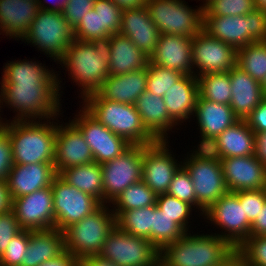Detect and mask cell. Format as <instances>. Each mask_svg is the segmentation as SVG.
Returning <instances> with one entry per match:
<instances>
[{
	"label": "cell",
	"mask_w": 266,
	"mask_h": 266,
	"mask_svg": "<svg viewBox=\"0 0 266 266\" xmlns=\"http://www.w3.org/2000/svg\"><path fill=\"white\" fill-rule=\"evenodd\" d=\"M156 199L157 195L141 180L126 188L109 206L113 212H124L156 205Z\"/></svg>",
	"instance_id": "cell-37"
},
{
	"label": "cell",
	"mask_w": 266,
	"mask_h": 266,
	"mask_svg": "<svg viewBox=\"0 0 266 266\" xmlns=\"http://www.w3.org/2000/svg\"><path fill=\"white\" fill-rule=\"evenodd\" d=\"M14 165L12 145L8 132L0 128V181H5Z\"/></svg>",
	"instance_id": "cell-50"
},
{
	"label": "cell",
	"mask_w": 266,
	"mask_h": 266,
	"mask_svg": "<svg viewBox=\"0 0 266 266\" xmlns=\"http://www.w3.org/2000/svg\"><path fill=\"white\" fill-rule=\"evenodd\" d=\"M250 236H266V202L257 218L251 224Z\"/></svg>",
	"instance_id": "cell-53"
},
{
	"label": "cell",
	"mask_w": 266,
	"mask_h": 266,
	"mask_svg": "<svg viewBox=\"0 0 266 266\" xmlns=\"http://www.w3.org/2000/svg\"><path fill=\"white\" fill-rule=\"evenodd\" d=\"M80 266H118L109 259L103 258L100 255H94L84 258L80 262Z\"/></svg>",
	"instance_id": "cell-56"
},
{
	"label": "cell",
	"mask_w": 266,
	"mask_h": 266,
	"mask_svg": "<svg viewBox=\"0 0 266 266\" xmlns=\"http://www.w3.org/2000/svg\"><path fill=\"white\" fill-rule=\"evenodd\" d=\"M255 8L254 0H213L203 9V16L246 15Z\"/></svg>",
	"instance_id": "cell-42"
},
{
	"label": "cell",
	"mask_w": 266,
	"mask_h": 266,
	"mask_svg": "<svg viewBox=\"0 0 266 266\" xmlns=\"http://www.w3.org/2000/svg\"><path fill=\"white\" fill-rule=\"evenodd\" d=\"M120 34L127 36L145 56L150 58L156 49L160 32L150 18L146 6L122 10Z\"/></svg>",
	"instance_id": "cell-24"
},
{
	"label": "cell",
	"mask_w": 266,
	"mask_h": 266,
	"mask_svg": "<svg viewBox=\"0 0 266 266\" xmlns=\"http://www.w3.org/2000/svg\"><path fill=\"white\" fill-rule=\"evenodd\" d=\"M57 175L54 164L13 165L6 180L11 200L51 186Z\"/></svg>",
	"instance_id": "cell-23"
},
{
	"label": "cell",
	"mask_w": 266,
	"mask_h": 266,
	"mask_svg": "<svg viewBox=\"0 0 266 266\" xmlns=\"http://www.w3.org/2000/svg\"><path fill=\"white\" fill-rule=\"evenodd\" d=\"M146 8L160 34L193 38L203 29V8L192 9L183 0H147Z\"/></svg>",
	"instance_id": "cell-10"
},
{
	"label": "cell",
	"mask_w": 266,
	"mask_h": 266,
	"mask_svg": "<svg viewBox=\"0 0 266 266\" xmlns=\"http://www.w3.org/2000/svg\"><path fill=\"white\" fill-rule=\"evenodd\" d=\"M151 266H167L159 257Z\"/></svg>",
	"instance_id": "cell-61"
},
{
	"label": "cell",
	"mask_w": 266,
	"mask_h": 266,
	"mask_svg": "<svg viewBox=\"0 0 266 266\" xmlns=\"http://www.w3.org/2000/svg\"><path fill=\"white\" fill-rule=\"evenodd\" d=\"M219 160L228 191L266 189V166L255 154Z\"/></svg>",
	"instance_id": "cell-19"
},
{
	"label": "cell",
	"mask_w": 266,
	"mask_h": 266,
	"mask_svg": "<svg viewBox=\"0 0 266 266\" xmlns=\"http://www.w3.org/2000/svg\"><path fill=\"white\" fill-rule=\"evenodd\" d=\"M122 10L136 9L146 5L147 0H112Z\"/></svg>",
	"instance_id": "cell-58"
},
{
	"label": "cell",
	"mask_w": 266,
	"mask_h": 266,
	"mask_svg": "<svg viewBox=\"0 0 266 266\" xmlns=\"http://www.w3.org/2000/svg\"><path fill=\"white\" fill-rule=\"evenodd\" d=\"M194 117L200 129V144L197 148H206L225 129L234 125L240 118L233 112L230 105L218 104L198 96Z\"/></svg>",
	"instance_id": "cell-21"
},
{
	"label": "cell",
	"mask_w": 266,
	"mask_h": 266,
	"mask_svg": "<svg viewBox=\"0 0 266 266\" xmlns=\"http://www.w3.org/2000/svg\"><path fill=\"white\" fill-rule=\"evenodd\" d=\"M229 77L232 90L230 107L240 119H246L266 97L263 88L237 65L229 71Z\"/></svg>",
	"instance_id": "cell-26"
},
{
	"label": "cell",
	"mask_w": 266,
	"mask_h": 266,
	"mask_svg": "<svg viewBox=\"0 0 266 266\" xmlns=\"http://www.w3.org/2000/svg\"><path fill=\"white\" fill-rule=\"evenodd\" d=\"M203 30L237 50L253 42L266 41V12L255 8L246 15L203 16Z\"/></svg>",
	"instance_id": "cell-8"
},
{
	"label": "cell",
	"mask_w": 266,
	"mask_h": 266,
	"mask_svg": "<svg viewBox=\"0 0 266 266\" xmlns=\"http://www.w3.org/2000/svg\"><path fill=\"white\" fill-rule=\"evenodd\" d=\"M43 1L42 0H37L38 6H39V10L55 11V12L62 13V11L66 7L67 2L69 0H57V1L56 0H53V1H55V2H53L55 5L54 4L53 5L51 4V6L50 5L48 6L46 4V3H48L51 0H48V2H47V0H43Z\"/></svg>",
	"instance_id": "cell-57"
},
{
	"label": "cell",
	"mask_w": 266,
	"mask_h": 266,
	"mask_svg": "<svg viewBox=\"0 0 266 266\" xmlns=\"http://www.w3.org/2000/svg\"><path fill=\"white\" fill-rule=\"evenodd\" d=\"M12 200L10 198L7 183L0 181V214L11 211Z\"/></svg>",
	"instance_id": "cell-55"
},
{
	"label": "cell",
	"mask_w": 266,
	"mask_h": 266,
	"mask_svg": "<svg viewBox=\"0 0 266 266\" xmlns=\"http://www.w3.org/2000/svg\"><path fill=\"white\" fill-rule=\"evenodd\" d=\"M142 165L143 145H131L117 158L101 164L104 204L110 205L126 188L142 180Z\"/></svg>",
	"instance_id": "cell-13"
},
{
	"label": "cell",
	"mask_w": 266,
	"mask_h": 266,
	"mask_svg": "<svg viewBox=\"0 0 266 266\" xmlns=\"http://www.w3.org/2000/svg\"><path fill=\"white\" fill-rule=\"evenodd\" d=\"M21 230L12 211L0 214V256Z\"/></svg>",
	"instance_id": "cell-49"
},
{
	"label": "cell",
	"mask_w": 266,
	"mask_h": 266,
	"mask_svg": "<svg viewBox=\"0 0 266 266\" xmlns=\"http://www.w3.org/2000/svg\"><path fill=\"white\" fill-rule=\"evenodd\" d=\"M58 176L67 184L92 195L104 204L102 167L97 162L64 169Z\"/></svg>",
	"instance_id": "cell-33"
},
{
	"label": "cell",
	"mask_w": 266,
	"mask_h": 266,
	"mask_svg": "<svg viewBox=\"0 0 266 266\" xmlns=\"http://www.w3.org/2000/svg\"><path fill=\"white\" fill-rule=\"evenodd\" d=\"M235 266H245L241 261H239Z\"/></svg>",
	"instance_id": "cell-64"
},
{
	"label": "cell",
	"mask_w": 266,
	"mask_h": 266,
	"mask_svg": "<svg viewBox=\"0 0 266 266\" xmlns=\"http://www.w3.org/2000/svg\"><path fill=\"white\" fill-rule=\"evenodd\" d=\"M149 60L183 75H194L192 64V38L168 33L160 34L154 54Z\"/></svg>",
	"instance_id": "cell-22"
},
{
	"label": "cell",
	"mask_w": 266,
	"mask_h": 266,
	"mask_svg": "<svg viewBox=\"0 0 266 266\" xmlns=\"http://www.w3.org/2000/svg\"><path fill=\"white\" fill-rule=\"evenodd\" d=\"M200 1V0H199ZM213 0H203V5L201 7L204 9L209 3H211Z\"/></svg>",
	"instance_id": "cell-62"
},
{
	"label": "cell",
	"mask_w": 266,
	"mask_h": 266,
	"mask_svg": "<svg viewBox=\"0 0 266 266\" xmlns=\"http://www.w3.org/2000/svg\"><path fill=\"white\" fill-rule=\"evenodd\" d=\"M83 108L111 132L131 145H149L156 139L143 126L134 104L102 98L97 92L83 99Z\"/></svg>",
	"instance_id": "cell-5"
},
{
	"label": "cell",
	"mask_w": 266,
	"mask_h": 266,
	"mask_svg": "<svg viewBox=\"0 0 266 266\" xmlns=\"http://www.w3.org/2000/svg\"><path fill=\"white\" fill-rule=\"evenodd\" d=\"M65 250L64 234L58 229L30 230L25 258L21 266H39Z\"/></svg>",
	"instance_id": "cell-31"
},
{
	"label": "cell",
	"mask_w": 266,
	"mask_h": 266,
	"mask_svg": "<svg viewBox=\"0 0 266 266\" xmlns=\"http://www.w3.org/2000/svg\"><path fill=\"white\" fill-rule=\"evenodd\" d=\"M109 209L108 204H102L63 231L65 250L80 262L86 257L99 255L106 236L116 227V216L112 208Z\"/></svg>",
	"instance_id": "cell-6"
},
{
	"label": "cell",
	"mask_w": 266,
	"mask_h": 266,
	"mask_svg": "<svg viewBox=\"0 0 266 266\" xmlns=\"http://www.w3.org/2000/svg\"><path fill=\"white\" fill-rule=\"evenodd\" d=\"M156 206L171 217L172 221L178 224L185 232H188L189 216L192 215V210H195L190 204L165 193L157 195Z\"/></svg>",
	"instance_id": "cell-40"
},
{
	"label": "cell",
	"mask_w": 266,
	"mask_h": 266,
	"mask_svg": "<svg viewBox=\"0 0 266 266\" xmlns=\"http://www.w3.org/2000/svg\"><path fill=\"white\" fill-rule=\"evenodd\" d=\"M142 124L156 140H167L169 131L178 124L170 117L163 97L145 90L136 100Z\"/></svg>",
	"instance_id": "cell-28"
},
{
	"label": "cell",
	"mask_w": 266,
	"mask_h": 266,
	"mask_svg": "<svg viewBox=\"0 0 266 266\" xmlns=\"http://www.w3.org/2000/svg\"><path fill=\"white\" fill-rule=\"evenodd\" d=\"M39 266H80V261L70 252L64 250L59 256L47 260Z\"/></svg>",
	"instance_id": "cell-52"
},
{
	"label": "cell",
	"mask_w": 266,
	"mask_h": 266,
	"mask_svg": "<svg viewBox=\"0 0 266 266\" xmlns=\"http://www.w3.org/2000/svg\"><path fill=\"white\" fill-rule=\"evenodd\" d=\"M190 232L160 251L159 257L167 266H218L236 251L216 233L192 235Z\"/></svg>",
	"instance_id": "cell-4"
},
{
	"label": "cell",
	"mask_w": 266,
	"mask_h": 266,
	"mask_svg": "<svg viewBox=\"0 0 266 266\" xmlns=\"http://www.w3.org/2000/svg\"><path fill=\"white\" fill-rule=\"evenodd\" d=\"M113 213L116 216V226L120 230L152 242L153 205Z\"/></svg>",
	"instance_id": "cell-34"
},
{
	"label": "cell",
	"mask_w": 266,
	"mask_h": 266,
	"mask_svg": "<svg viewBox=\"0 0 266 266\" xmlns=\"http://www.w3.org/2000/svg\"><path fill=\"white\" fill-rule=\"evenodd\" d=\"M30 238V230H21L0 256V266H21L25 258Z\"/></svg>",
	"instance_id": "cell-45"
},
{
	"label": "cell",
	"mask_w": 266,
	"mask_h": 266,
	"mask_svg": "<svg viewBox=\"0 0 266 266\" xmlns=\"http://www.w3.org/2000/svg\"><path fill=\"white\" fill-rule=\"evenodd\" d=\"M74 38L83 41H93L94 39L109 36L101 29V19L99 13L91 9L85 14L81 22L73 29Z\"/></svg>",
	"instance_id": "cell-46"
},
{
	"label": "cell",
	"mask_w": 266,
	"mask_h": 266,
	"mask_svg": "<svg viewBox=\"0 0 266 266\" xmlns=\"http://www.w3.org/2000/svg\"><path fill=\"white\" fill-rule=\"evenodd\" d=\"M194 150L185 157L182 166L191 176L196 196V209L198 212L200 210L202 216L212 204L228 192V189L219 158L206 148Z\"/></svg>",
	"instance_id": "cell-7"
},
{
	"label": "cell",
	"mask_w": 266,
	"mask_h": 266,
	"mask_svg": "<svg viewBox=\"0 0 266 266\" xmlns=\"http://www.w3.org/2000/svg\"><path fill=\"white\" fill-rule=\"evenodd\" d=\"M101 19V29L109 36L120 32L122 9L112 0H95L94 8Z\"/></svg>",
	"instance_id": "cell-43"
},
{
	"label": "cell",
	"mask_w": 266,
	"mask_h": 266,
	"mask_svg": "<svg viewBox=\"0 0 266 266\" xmlns=\"http://www.w3.org/2000/svg\"><path fill=\"white\" fill-rule=\"evenodd\" d=\"M186 232L172 218L153 205L152 243L161 251L166 245L180 239Z\"/></svg>",
	"instance_id": "cell-38"
},
{
	"label": "cell",
	"mask_w": 266,
	"mask_h": 266,
	"mask_svg": "<svg viewBox=\"0 0 266 266\" xmlns=\"http://www.w3.org/2000/svg\"><path fill=\"white\" fill-rule=\"evenodd\" d=\"M236 65L262 84L266 78V41L253 42L237 49Z\"/></svg>",
	"instance_id": "cell-35"
},
{
	"label": "cell",
	"mask_w": 266,
	"mask_h": 266,
	"mask_svg": "<svg viewBox=\"0 0 266 266\" xmlns=\"http://www.w3.org/2000/svg\"><path fill=\"white\" fill-rule=\"evenodd\" d=\"M199 96L198 79L195 75H183L163 96L170 117L182 125L194 114Z\"/></svg>",
	"instance_id": "cell-30"
},
{
	"label": "cell",
	"mask_w": 266,
	"mask_h": 266,
	"mask_svg": "<svg viewBox=\"0 0 266 266\" xmlns=\"http://www.w3.org/2000/svg\"><path fill=\"white\" fill-rule=\"evenodd\" d=\"M110 42V75H122L147 66L149 58L127 36L112 34Z\"/></svg>",
	"instance_id": "cell-32"
},
{
	"label": "cell",
	"mask_w": 266,
	"mask_h": 266,
	"mask_svg": "<svg viewBox=\"0 0 266 266\" xmlns=\"http://www.w3.org/2000/svg\"><path fill=\"white\" fill-rule=\"evenodd\" d=\"M239 261V254L235 251L224 263L218 266H235Z\"/></svg>",
	"instance_id": "cell-59"
},
{
	"label": "cell",
	"mask_w": 266,
	"mask_h": 266,
	"mask_svg": "<svg viewBox=\"0 0 266 266\" xmlns=\"http://www.w3.org/2000/svg\"><path fill=\"white\" fill-rule=\"evenodd\" d=\"M57 123L54 167L60 171L94 162L90 147L81 131L69 120L65 125Z\"/></svg>",
	"instance_id": "cell-20"
},
{
	"label": "cell",
	"mask_w": 266,
	"mask_h": 266,
	"mask_svg": "<svg viewBox=\"0 0 266 266\" xmlns=\"http://www.w3.org/2000/svg\"><path fill=\"white\" fill-rule=\"evenodd\" d=\"M255 156L266 166V132L255 133Z\"/></svg>",
	"instance_id": "cell-54"
},
{
	"label": "cell",
	"mask_w": 266,
	"mask_h": 266,
	"mask_svg": "<svg viewBox=\"0 0 266 266\" xmlns=\"http://www.w3.org/2000/svg\"><path fill=\"white\" fill-rule=\"evenodd\" d=\"M245 120L254 133L266 132V97Z\"/></svg>",
	"instance_id": "cell-51"
},
{
	"label": "cell",
	"mask_w": 266,
	"mask_h": 266,
	"mask_svg": "<svg viewBox=\"0 0 266 266\" xmlns=\"http://www.w3.org/2000/svg\"><path fill=\"white\" fill-rule=\"evenodd\" d=\"M71 122L81 131L92 152L94 162L102 164L125 152L131 144L111 132L92 117L83 107Z\"/></svg>",
	"instance_id": "cell-15"
},
{
	"label": "cell",
	"mask_w": 266,
	"mask_h": 266,
	"mask_svg": "<svg viewBox=\"0 0 266 266\" xmlns=\"http://www.w3.org/2000/svg\"><path fill=\"white\" fill-rule=\"evenodd\" d=\"M206 149L219 159L255 154V133L245 119L225 129Z\"/></svg>",
	"instance_id": "cell-25"
},
{
	"label": "cell",
	"mask_w": 266,
	"mask_h": 266,
	"mask_svg": "<svg viewBox=\"0 0 266 266\" xmlns=\"http://www.w3.org/2000/svg\"><path fill=\"white\" fill-rule=\"evenodd\" d=\"M262 88H263V91H264V95L266 96V78L265 80L263 81V83L261 84Z\"/></svg>",
	"instance_id": "cell-63"
},
{
	"label": "cell",
	"mask_w": 266,
	"mask_h": 266,
	"mask_svg": "<svg viewBox=\"0 0 266 266\" xmlns=\"http://www.w3.org/2000/svg\"><path fill=\"white\" fill-rule=\"evenodd\" d=\"M94 2L95 0H69L62 11L63 17L74 29L83 16L94 8Z\"/></svg>",
	"instance_id": "cell-48"
},
{
	"label": "cell",
	"mask_w": 266,
	"mask_h": 266,
	"mask_svg": "<svg viewBox=\"0 0 266 266\" xmlns=\"http://www.w3.org/2000/svg\"><path fill=\"white\" fill-rule=\"evenodd\" d=\"M236 251L245 266H266V236H249Z\"/></svg>",
	"instance_id": "cell-41"
},
{
	"label": "cell",
	"mask_w": 266,
	"mask_h": 266,
	"mask_svg": "<svg viewBox=\"0 0 266 266\" xmlns=\"http://www.w3.org/2000/svg\"><path fill=\"white\" fill-rule=\"evenodd\" d=\"M147 72L146 90L160 97H163L166 91L183 76L180 72L158 66L150 60L147 63Z\"/></svg>",
	"instance_id": "cell-39"
},
{
	"label": "cell",
	"mask_w": 266,
	"mask_h": 266,
	"mask_svg": "<svg viewBox=\"0 0 266 266\" xmlns=\"http://www.w3.org/2000/svg\"><path fill=\"white\" fill-rule=\"evenodd\" d=\"M168 147V139L143 145L142 181L156 195L167 193L173 175L182 166Z\"/></svg>",
	"instance_id": "cell-17"
},
{
	"label": "cell",
	"mask_w": 266,
	"mask_h": 266,
	"mask_svg": "<svg viewBox=\"0 0 266 266\" xmlns=\"http://www.w3.org/2000/svg\"><path fill=\"white\" fill-rule=\"evenodd\" d=\"M167 194L190 204L194 209L196 208L194 184L190 174L183 166L173 175Z\"/></svg>",
	"instance_id": "cell-44"
},
{
	"label": "cell",
	"mask_w": 266,
	"mask_h": 266,
	"mask_svg": "<svg viewBox=\"0 0 266 266\" xmlns=\"http://www.w3.org/2000/svg\"><path fill=\"white\" fill-rule=\"evenodd\" d=\"M212 225L222 230L216 235L226 239L237 249L249 236L251 223L247 219L244 204L240 203L237 192L228 191L203 214ZM224 231V232H223Z\"/></svg>",
	"instance_id": "cell-12"
},
{
	"label": "cell",
	"mask_w": 266,
	"mask_h": 266,
	"mask_svg": "<svg viewBox=\"0 0 266 266\" xmlns=\"http://www.w3.org/2000/svg\"><path fill=\"white\" fill-rule=\"evenodd\" d=\"M237 197L244 204L245 215L252 224L266 202V189L238 191Z\"/></svg>",
	"instance_id": "cell-47"
},
{
	"label": "cell",
	"mask_w": 266,
	"mask_h": 266,
	"mask_svg": "<svg viewBox=\"0 0 266 266\" xmlns=\"http://www.w3.org/2000/svg\"><path fill=\"white\" fill-rule=\"evenodd\" d=\"M3 118L1 117V115H0V128L2 127V125H3V120H2Z\"/></svg>",
	"instance_id": "cell-65"
},
{
	"label": "cell",
	"mask_w": 266,
	"mask_h": 266,
	"mask_svg": "<svg viewBox=\"0 0 266 266\" xmlns=\"http://www.w3.org/2000/svg\"><path fill=\"white\" fill-rule=\"evenodd\" d=\"M255 7L257 9L264 10L266 12V0H254Z\"/></svg>",
	"instance_id": "cell-60"
},
{
	"label": "cell",
	"mask_w": 266,
	"mask_h": 266,
	"mask_svg": "<svg viewBox=\"0 0 266 266\" xmlns=\"http://www.w3.org/2000/svg\"><path fill=\"white\" fill-rule=\"evenodd\" d=\"M110 40L111 36L94 39L92 42L74 39L59 61L68 70L73 83L78 88L81 87L79 96L82 100L96 93L110 75Z\"/></svg>",
	"instance_id": "cell-2"
},
{
	"label": "cell",
	"mask_w": 266,
	"mask_h": 266,
	"mask_svg": "<svg viewBox=\"0 0 266 266\" xmlns=\"http://www.w3.org/2000/svg\"><path fill=\"white\" fill-rule=\"evenodd\" d=\"M51 188L55 229L62 232L71 224L95 212L102 205L98 199L67 184L58 175L53 179Z\"/></svg>",
	"instance_id": "cell-14"
},
{
	"label": "cell",
	"mask_w": 266,
	"mask_h": 266,
	"mask_svg": "<svg viewBox=\"0 0 266 266\" xmlns=\"http://www.w3.org/2000/svg\"><path fill=\"white\" fill-rule=\"evenodd\" d=\"M38 11L37 0H0V35L21 40Z\"/></svg>",
	"instance_id": "cell-27"
},
{
	"label": "cell",
	"mask_w": 266,
	"mask_h": 266,
	"mask_svg": "<svg viewBox=\"0 0 266 266\" xmlns=\"http://www.w3.org/2000/svg\"><path fill=\"white\" fill-rule=\"evenodd\" d=\"M11 211L22 230L37 231L55 228L51 186L12 199Z\"/></svg>",
	"instance_id": "cell-18"
},
{
	"label": "cell",
	"mask_w": 266,
	"mask_h": 266,
	"mask_svg": "<svg viewBox=\"0 0 266 266\" xmlns=\"http://www.w3.org/2000/svg\"><path fill=\"white\" fill-rule=\"evenodd\" d=\"M51 120L57 121L58 117L43 122L3 121L2 127L11 140L14 165L54 164L57 122Z\"/></svg>",
	"instance_id": "cell-3"
},
{
	"label": "cell",
	"mask_w": 266,
	"mask_h": 266,
	"mask_svg": "<svg viewBox=\"0 0 266 266\" xmlns=\"http://www.w3.org/2000/svg\"><path fill=\"white\" fill-rule=\"evenodd\" d=\"M55 73L57 71L29 59L7 62L0 82V112L4 103L17 113L12 121L59 117L63 91L60 89V74Z\"/></svg>",
	"instance_id": "cell-1"
},
{
	"label": "cell",
	"mask_w": 266,
	"mask_h": 266,
	"mask_svg": "<svg viewBox=\"0 0 266 266\" xmlns=\"http://www.w3.org/2000/svg\"><path fill=\"white\" fill-rule=\"evenodd\" d=\"M147 66L122 75H109L97 93L104 99L125 104H135L146 90Z\"/></svg>",
	"instance_id": "cell-29"
},
{
	"label": "cell",
	"mask_w": 266,
	"mask_h": 266,
	"mask_svg": "<svg viewBox=\"0 0 266 266\" xmlns=\"http://www.w3.org/2000/svg\"><path fill=\"white\" fill-rule=\"evenodd\" d=\"M197 79L199 95L203 99L230 105L232 90L229 71L200 75Z\"/></svg>",
	"instance_id": "cell-36"
},
{
	"label": "cell",
	"mask_w": 266,
	"mask_h": 266,
	"mask_svg": "<svg viewBox=\"0 0 266 266\" xmlns=\"http://www.w3.org/2000/svg\"><path fill=\"white\" fill-rule=\"evenodd\" d=\"M236 59L237 50L233 46L211 37L203 29L192 38V64L196 77L230 71L236 65Z\"/></svg>",
	"instance_id": "cell-16"
},
{
	"label": "cell",
	"mask_w": 266,
	"mask_h": 266,
	"mask_svg": "<svg viewBox=\"0 0 266 266\" xmlns=\"http://www.w3.org/2000/svg\"><path fill=\"white\" fill-rule=\"evenodd\" d=\"M74 39L73 28L62 13L39 10L21 40L36 46L58 64Z\"/></svg>",
	"instance_id": "cell-9"
},
{
	"label": "cell",
	"mask_w": 266,
	"mask_h": 266,
	"mask_svg": "<svg viewBox=\"0 0 266 266\" xmlns=\"http://www.w3.org/2000/svg\"><path fill=\"white\" fill-rule=\"evenodd\" d=\"M99 255L118 266H151L160 251L148 239L128 234L116 226L106 236Z\"/></svg>",
	"instance_id": "cell-11"
}]
</instances>
